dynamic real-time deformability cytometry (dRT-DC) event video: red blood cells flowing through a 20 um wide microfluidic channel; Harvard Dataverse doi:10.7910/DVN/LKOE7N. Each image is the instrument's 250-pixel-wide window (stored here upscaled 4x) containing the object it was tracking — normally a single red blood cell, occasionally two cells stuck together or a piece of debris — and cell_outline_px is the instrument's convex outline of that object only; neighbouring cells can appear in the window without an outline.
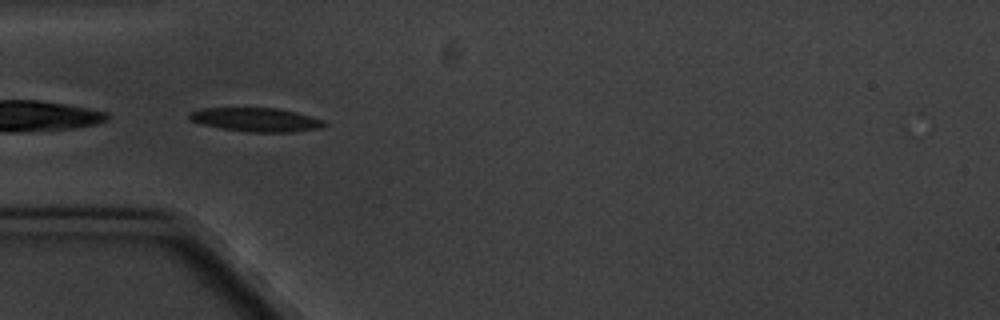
{"species": "common noctule bat (a hibernating species)", "species_latin": "Nyctalus noctula", "temperature_condition": "cold", "stored_images_in_passage": 3, "camera_frame_rate_fps": 3000, "um_per_image_px": 0.085, "animal": {"sex": "male", "body_mass_g": 20.1, "forearm_length_mm": 53.5}, "frame": {"image": 1, "passage_image": 2, "time_ms": 1.333, "image_size_px": [1000, 320], "cell_outline_px": [[328, 124], [320, 128], [292, 132], [248, 132], [220, 128], [204, 124], [192, 120], [188, 116], [192, 112], [204, 108], [276, 108], [296, 112], [324, 120]], "centroid_in_image_um": [21.83, 10.18], "position_along_channel_um": 63.2, "area_um2": 18.5}}